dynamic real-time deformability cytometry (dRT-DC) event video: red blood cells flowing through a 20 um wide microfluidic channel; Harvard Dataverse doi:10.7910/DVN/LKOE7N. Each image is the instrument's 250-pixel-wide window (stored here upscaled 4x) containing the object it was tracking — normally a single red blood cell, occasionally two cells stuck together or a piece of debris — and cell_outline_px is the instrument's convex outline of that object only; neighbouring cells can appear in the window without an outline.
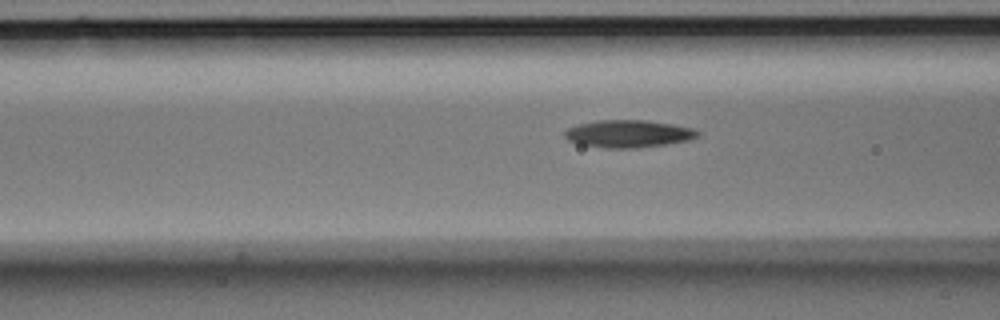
{"species": "Egyptian fruit bat (a non-hibernating species)", "species_latin": "Rousettus aegyptiacus", "temperature_condition": "room temperature", "stored_images_in_passage": 6, "camera_frame_rate_fps": 3000, "um_per_image_px": 0.085, "animal": {"sex": "male"}, "frame": {"image": 1, "passage_image": 4, "time_ms": 1.0, "image_size_px": [1000, 320], "cell_outline_px": [[700, 136], [688, 140], [664, 144], [632, 148], [608, 148], [580, 144], [568, 140], [564, 136], [564, 132], [568, 128], [576, 124], [596, 120], [648, 120], [672, 124], [692, 128], [700, 132]], "centroid_in_image_um": [53.39, 11.35], "position_along_channel_um": 113.2, "area_um2": 21.21}}